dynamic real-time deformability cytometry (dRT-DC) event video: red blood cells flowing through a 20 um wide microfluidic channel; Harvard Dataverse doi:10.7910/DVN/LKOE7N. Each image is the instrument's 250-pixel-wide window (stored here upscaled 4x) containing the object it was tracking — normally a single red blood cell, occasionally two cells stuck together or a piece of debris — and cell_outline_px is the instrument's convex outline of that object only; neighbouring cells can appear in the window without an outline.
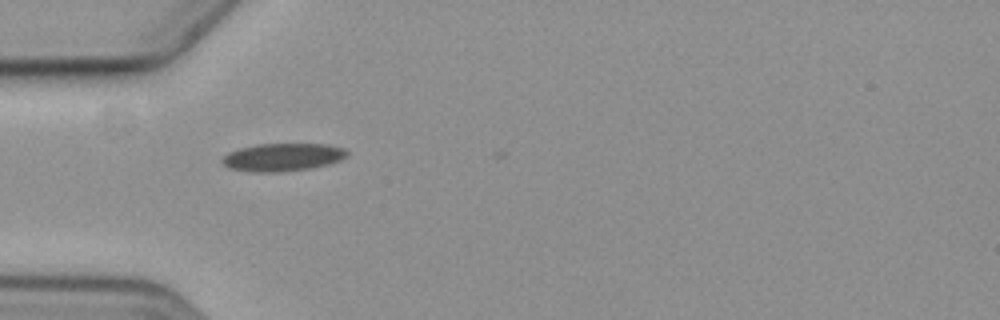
{"species": "common noctule bat (a hibernating species)", "species_latin": "Nyctalus noctula", "temperature_condition": "cold", "stored_images_in_passage": 1, "camera_frame_rate_fps": 3000, "um_per_image_px": 0.085, "animal": {"sex": "female", "body_mass_g": 19.3, "forearm_length_mm": 54.1}, "frame": {"image": 1, "passage_image": 1, "time_ms": 0.0, "image_size_px": [1000, 320], "cell_outline_px": [[348, 156], [340, 160], [328, 164], [308, 168], [280, 172], [256, 172], [228, 168], [220, 160], [228, 152], [240, 148], [256, 144], [328, 144], [344, 148], [348, 152]], "centroid_in_image_um": [24.02, 13.35], "position_along_channel_um": 61.0, "area_um2": 20.23}}